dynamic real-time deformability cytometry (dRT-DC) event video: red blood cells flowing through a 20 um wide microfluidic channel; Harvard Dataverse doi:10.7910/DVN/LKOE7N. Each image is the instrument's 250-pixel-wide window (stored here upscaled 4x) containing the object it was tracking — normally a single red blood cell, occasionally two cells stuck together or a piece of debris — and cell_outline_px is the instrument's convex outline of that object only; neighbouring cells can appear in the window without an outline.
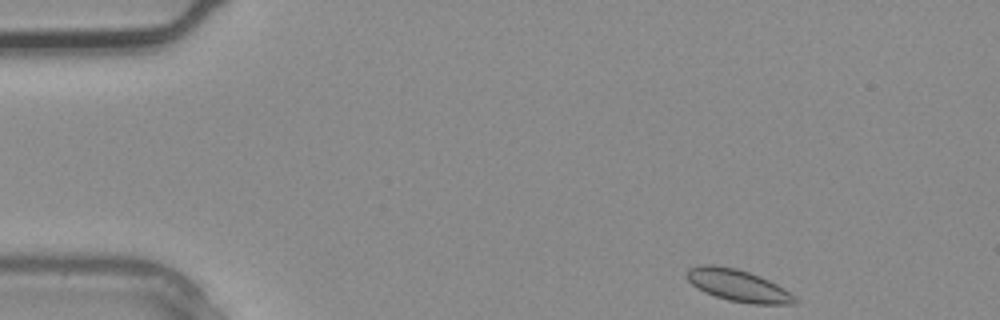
{"species": "common noctule bat (a hibernating species)", "species_latin": "Nyctalus noctula", "temperature_condition": "warm", "stored_images_in_passage": 2, "camera_frame_rate_fps": 3000, "um_per_image_px": 0.085, "animal": {"sex": "male", "body_mass_g": 20.4}, "frame": {"image": 1, "passage_image": 1, "time_ms": 0.0, "image_size_px": [1000, 320], "cell_outline_px": [[796, 304], [752, 304], [728, 300], [704, 292], [692, 284], [684, 276], [684, 272], [688, 268], [704, 264], [712, 264], [736, 268], [748, 272], [768, 280], [784, 288], [796, 296]], "centroid_in_image_um": [62.7, 24.26], "position_along_channel_um": 22.3, "area_um2": 20.11}}
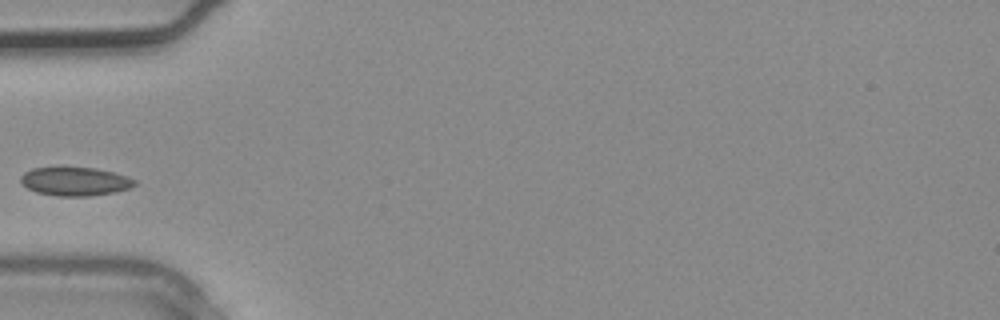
{"frame": {"image": 2, "passage_image": 2, "time_ms": 0.333, "image_size_px": [1000, 320], "cell_outline_px": [[136, 184], [132, 188], [116, 192], [88, 196], [56, 196], [36, 192], [28, 188], [20, 180], [20, 176], [24, 172], [32, 168], [56, 164], [96, 168], [128, 176], [136, 180]], "centroid_in_image_um": [6.36, 15.37], "position_along_channel_um": 78.6, "area_um2": 19.88}}